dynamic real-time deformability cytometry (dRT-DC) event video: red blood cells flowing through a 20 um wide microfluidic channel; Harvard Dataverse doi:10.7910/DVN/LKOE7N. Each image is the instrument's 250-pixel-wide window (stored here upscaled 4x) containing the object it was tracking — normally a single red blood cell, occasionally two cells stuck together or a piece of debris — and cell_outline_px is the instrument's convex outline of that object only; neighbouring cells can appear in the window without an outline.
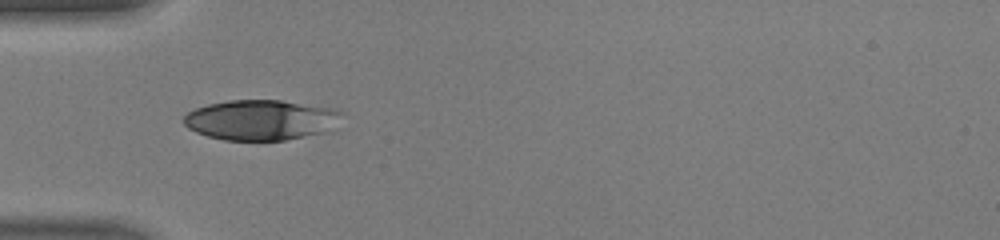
{"species": "human", "species_latin": "Homo sapiens", "temperature_condition": "warm", "stored_images_in_passage": 32, "camera_frame_rate_fps": 3000, "um_per_image_px": 0.085, "donor": {"sex": "male"}, "frame": {"image": 1, "passage_image": 1, "time_ms": 0.0, "image_size_px": [1000, 240], "cell_outline_px": [[344, 112], [332, 132], [284, 140], [224, 140], [208, 136], [196, 132], [188, 128], [184, 124], [184, 116], [188, 112], [196, 108], [208, 104], [228, 100], [280, 100], [340, 108]], "centroid_in_image_um": [22.28, 10.19], "position_along_channel_um": 62.7, "area_um2": 37.74}}
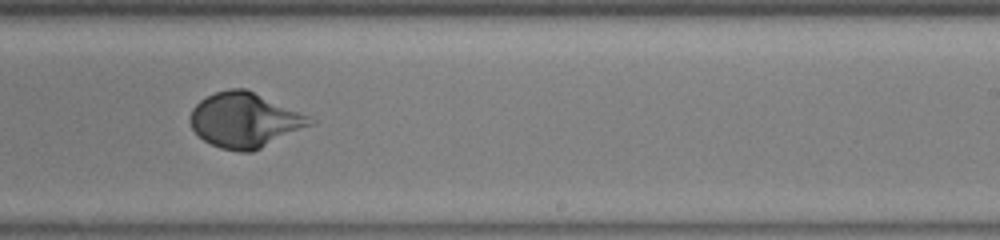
{"frame": {"image": 2, "passage_image": 15, "time_ms": 4.667, "image_size_px": [1000, 240], "cell_outline_px": [[316, 124], [252, 152], [240, 152], [220, 148], [204, 140], [192, 128], [188, 120], [192, 108], [204, 96], [228, 88], [244, 88], [308, 116], [316, 120]], "centroid_in_image_um": [20.79, 10.22], "position_along_channel_um": 268.2, "area_um2": 38.26}}
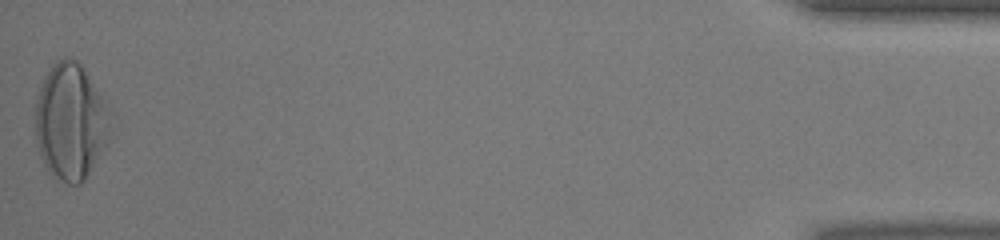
{"frame": {"image": 3, "passage_image": 32, "time_ms": 10.333, "image_size_px": [1000, 240], "cell_outline_px": [[112, 112], [108, 136], [104, 148], [84, 180], [80, 184], [68, 184], [56, 180], [48, 172], [40, 156], [36, 140], [36, 100], [40, 84], [44, 76], [52, 64], [56, 60], [64, 56], [72, 56], [80, 64]], "centroid_in_image_um": [5.98, 10.34], "position_along_channel_um": 429.2, "area_um2": 51.1}, "authors_computed_cell_mechanics": {"area_um2": 37.7434, "velocity_mm_per_s": 4.4468, "shape_relaxation_time_tau1_ms": 3.3509, "shape_relaxation_time_tau2_ms": null, "deformation_change_tau1": 0.2292, "deformation_change_tau2": null}}